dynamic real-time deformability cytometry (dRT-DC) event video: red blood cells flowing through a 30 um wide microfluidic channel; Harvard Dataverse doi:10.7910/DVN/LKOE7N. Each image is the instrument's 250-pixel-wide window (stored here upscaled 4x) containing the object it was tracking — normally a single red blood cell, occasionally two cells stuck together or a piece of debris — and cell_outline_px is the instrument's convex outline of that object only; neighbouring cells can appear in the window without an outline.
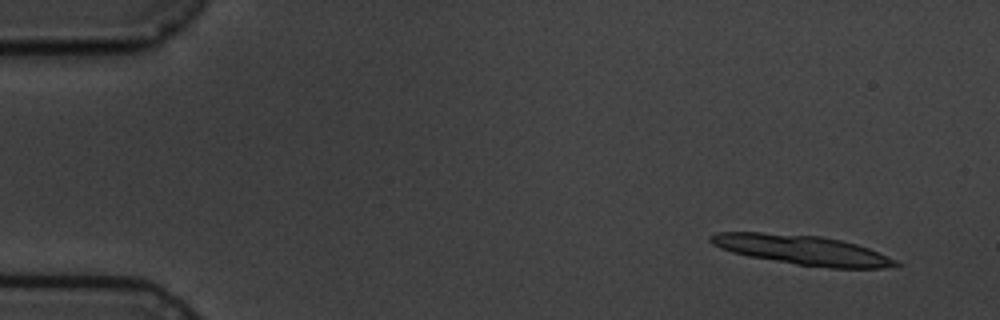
{"species": "common noctule bat (a hibernating species)", "species_latin": "Nyctalus noctula", "temperature_condition": "cold", "stored_images_in_passage": 5, "camera_frame_rate_fps": 3000, "um_per_image_px": 0.085, "animal": {"sex": "male", "body_mass_g": 19.5, "forearm_length_mm": 54.6}, "frame": {"image": 1, "passage_image": 1, "time_ms": 0.0, "image_size_px": [1000, 320], "cell_outline_px": [[904, 264], [884, 268], [832, 268], [796, 264], [748, 256], [732, 252], [720, 248], [712, 244], [708, 240], [708, 236], [716, 232], [760, 232], [820, 236], [840, 240], [856, 244], [868, 248], [900, 260]], "centroid_in_image_um": [68.21, 21.25], "position_along_channel_um": 16.8, "area_um2": 32.02}}